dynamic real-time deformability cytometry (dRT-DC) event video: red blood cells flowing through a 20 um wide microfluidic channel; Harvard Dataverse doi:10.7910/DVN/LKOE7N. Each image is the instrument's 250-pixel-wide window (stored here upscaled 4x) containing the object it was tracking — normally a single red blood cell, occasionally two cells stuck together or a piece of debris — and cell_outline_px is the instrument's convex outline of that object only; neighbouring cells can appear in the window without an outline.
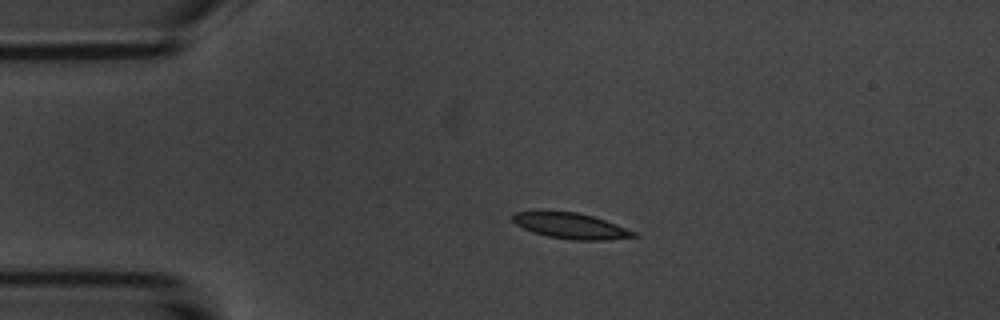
{"species": "common noctule bat (a hibernating species)", "species_latin": "Nyctalus noctula", "temperature_condition": "room temperature", "stored_images_in_passage": 5, "camera_frame_rate_fps": 3000, "um_per_image_px": 0.085, "animal": {"sex": "male", "body_mass_g": 20.1, "forearm_length_mm": 53.5}, "frame": {"image": 1, "passage_image": 3, "time_ms": 2.333, "image_size_px": [1000, 320], "cell_outline_px": [[640, 236], [608, 240], [572, 240], [548, 236], [532, 232], [516, 224], [512, 220], [512, 216], [516, 212], [576, 212], [592, 216], [616, 224], [636, 232]], "centroid_in_image_um": [48.56, 19.22], "position_along_channel_um": 36.4, "area_um2": 17.86}}
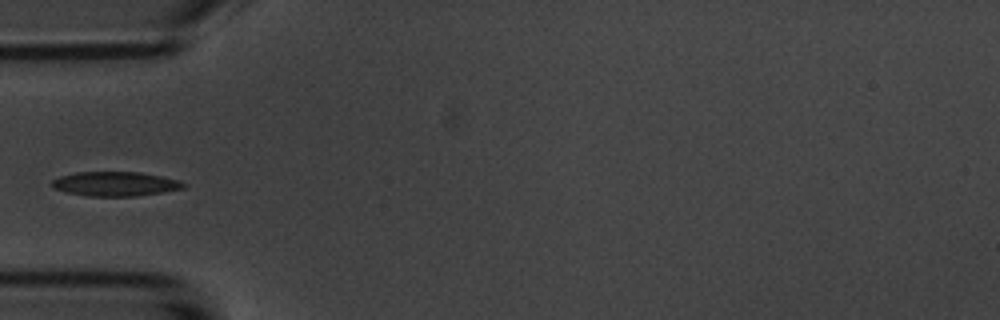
{"frame": {"image": 2, "passage_image": 5, "time_ms": 4.333, "image_size_px": [1000, 320], "cell_outline_px": [[188, 184], [184, 188], [164, 192], [136, 196], [88, 196], [68, 192], [52, 188], [52, 180], [60, 176], [76, 172], [140, 172], [160, 176], [176, 180]], "centroid_in_image_um": [9.8, 15.63], "position_along_channel_um": 75.2, "area_um2": 18.61}}